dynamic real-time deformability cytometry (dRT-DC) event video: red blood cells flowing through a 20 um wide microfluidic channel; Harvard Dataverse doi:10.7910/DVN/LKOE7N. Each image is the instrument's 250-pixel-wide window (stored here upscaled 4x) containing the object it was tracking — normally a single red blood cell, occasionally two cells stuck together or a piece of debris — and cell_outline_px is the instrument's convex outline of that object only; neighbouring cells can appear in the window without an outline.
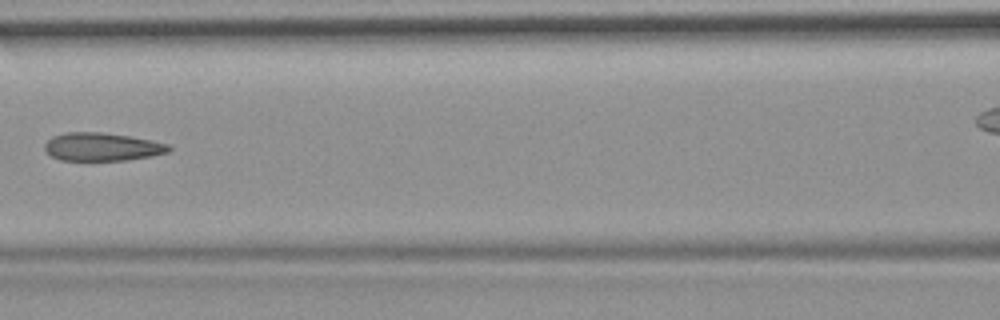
{"species": "common noctule bat (a hibernating species)", "species_latin": "Nyctalus noctula", "temperature_condition": "room temperature", "stored_images_in_passage": 6, "camera_frame_rate_fps": 3000, "um_per_image_px": 0.085, "animal": {"sex": "female", "body_mass_g": 19.9}, "frame": {"image": 1, "passage_image": 5, "time_ms": 1.333, "image_size_px": [1000, 320], "cell_outline_px": [[172, 148], [168, 152], [152, 156], [128, 160], [60, 160], [52, 156], [44, 148], [44, 144], [52, 136], [68, 132], [100, 132], [128, 136], [152, 140], [168, 144]], "centroid_in_image_um": [8.69, 12.48], "position_along_channel_um": 157.9, "area_um2": 20.29}}